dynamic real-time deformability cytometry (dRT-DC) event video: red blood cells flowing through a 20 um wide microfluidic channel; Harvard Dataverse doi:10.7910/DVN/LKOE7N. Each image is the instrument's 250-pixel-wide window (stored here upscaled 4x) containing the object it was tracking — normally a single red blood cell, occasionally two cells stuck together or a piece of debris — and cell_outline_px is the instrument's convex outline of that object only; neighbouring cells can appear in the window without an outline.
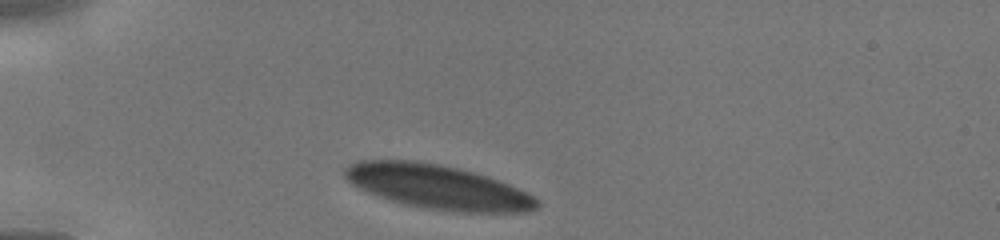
{"species": "human", "species_latin": "Homo sapiens", "temperature_condition": "cold", "stored_images_in_passage": 3, "camera_frame_rate_fps": 3000, "um_per_image_px": 0.085, "donor": {"sex": "male"}, "frame": {"image": 1, "passage_image": 1, "time_ms": 0.0, "image_size_px": [1000, 240], "cell_outline_px": [[540, 208], [528, 212], [464, 212], [428, 208], [408, 204], [376, 196], [352, 184], [344, 176], [344, 168], [348, 164], [360, 160], [416, 160], [440, 164], [488, 176], [528, 192], [540, 200]], "centroid_in_image_um": [37.24, 15.88], "position_along_channel_um": 47.8, "area_um2": 49.42}}
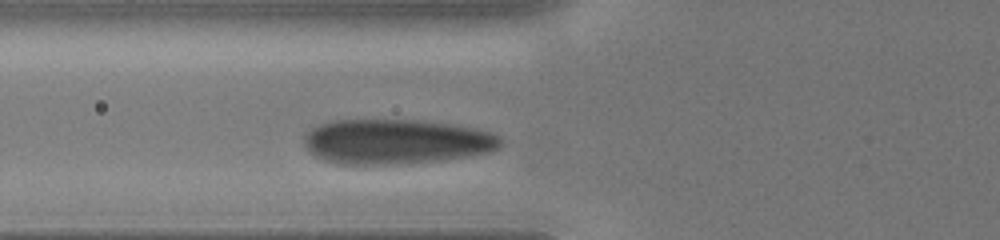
{"frame": {"image": 2, "passage_image": 3, "time_ms": 1.667, "image_size_px": [1000, 240], "cell_outline_px": [[504, 144], [500, 148], [488, 152], [468, 156], [440, 160], [408, 164], [336, 164], [324, 160], [308, 152], [304, 144], [304, 136], [312, 128], [320, 124], [336, 120], [416, 120], [452, 124], [476, 128], [500, 136], [504, 140]], "centroid_in_image_um": [33.69, 12.04], "position_along_channel_um": 92.1, "area_um2": 51.73}}